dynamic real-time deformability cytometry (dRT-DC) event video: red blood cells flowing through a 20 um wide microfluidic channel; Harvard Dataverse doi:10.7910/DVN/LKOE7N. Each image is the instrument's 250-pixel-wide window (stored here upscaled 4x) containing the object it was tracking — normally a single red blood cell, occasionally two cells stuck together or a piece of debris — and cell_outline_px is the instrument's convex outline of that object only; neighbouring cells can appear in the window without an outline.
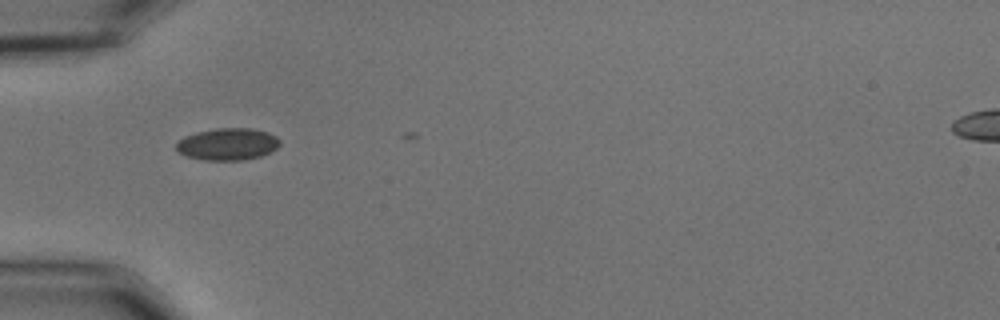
{"species": "common noctule bat (a hibernating species)", "species_latin": "Nyctalus noctula", "temperature_condition": "cold", "stored_images_in_passage": 6, "camera_frame_rate_fps": 3000, "um_per_image_px": 0.085, "animal": {"sex": "male", "body_mass_g": 15.6}, "frame": {"image": 1, "passage_image": 1, "time_ms": 0.0, "image_size_px": [1000, 320], "cell_outline_px": [[280, 144], [276, 148], [260, 156], [244, 160], [204, 160], [188, 156], [180, 152], [176, 148], [176, 144], [184, 136], [196, 132], [216, 128], [252, 128], [268, 132], [276, 136], [280, 140]], "centroid_in_image_um": [19.36, 12.24], "position_along_channel_um": 65.6, "area_um2": 19.25}}